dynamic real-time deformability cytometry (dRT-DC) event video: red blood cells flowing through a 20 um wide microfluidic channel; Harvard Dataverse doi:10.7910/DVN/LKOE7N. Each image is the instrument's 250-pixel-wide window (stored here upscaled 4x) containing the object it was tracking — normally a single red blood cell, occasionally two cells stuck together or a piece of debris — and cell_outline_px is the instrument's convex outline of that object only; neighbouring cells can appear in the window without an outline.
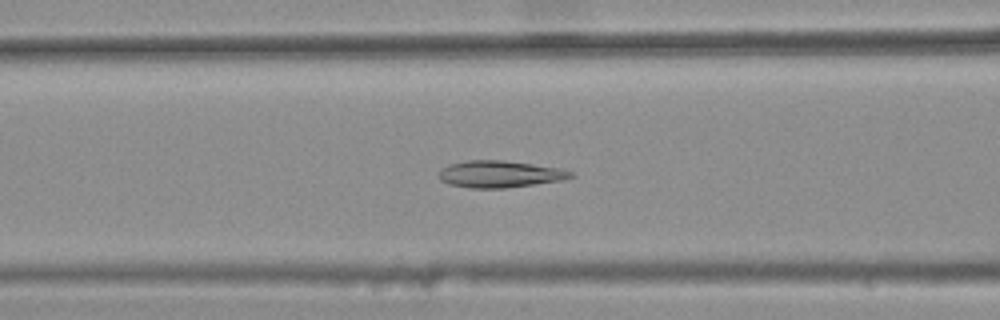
{"species": "common noctule bat (a hibernating species)", "species_latin": "Nyctalus noctula", "temperature_condition": "warm", "stored_images_in_passage": 30, "camera_frame_rate_fps": 3000, "um_per_image_px": 0.085, "animal": {"sex": "female", "body_mass_g": 25.1}, "frame": {"image": 1, "passage_image": 7, "time_ms": 2.0, "image_size_px": [1000, 320], "cell_outline_px": [[576, 176], [564, 180], [504, 188], [472, 188], [448, 184], [440, 180], [440, 168], [464, 160], [500, 160], [564, 168], [572, 172]], "centroid_in_image_um": [42.52, 14.8], "position_along_channel_um": 124.1, "area_um2": 20.69}}
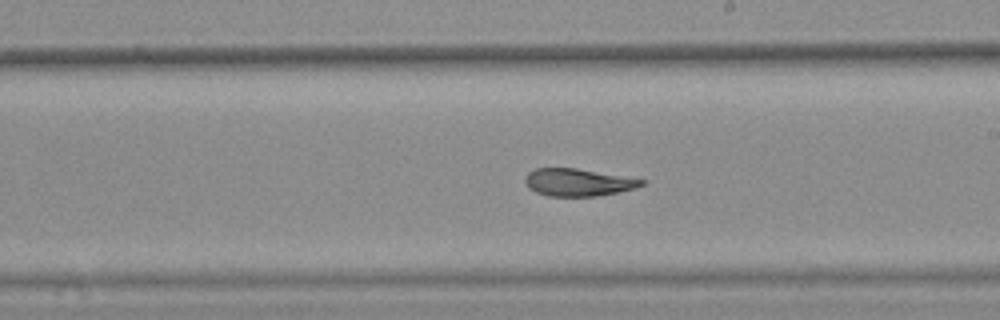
{"frame": {"image": 2, "passage_image": 16, "time_ms": 5.0, "image_size_px": [1000, 320], "cell_outline_px": [[648, 180], [644, 184], [636, 188], [620, 192], [596, 196], [548, 196], [536, 192], [528, 188], [524, 180], [524, 176], [528, 172], [536, 168], [576, 168]], "centroid_in_image_um": [49.14, 15.5], "position_along_channel_um": 239.9, "area_um2": 18.79}}
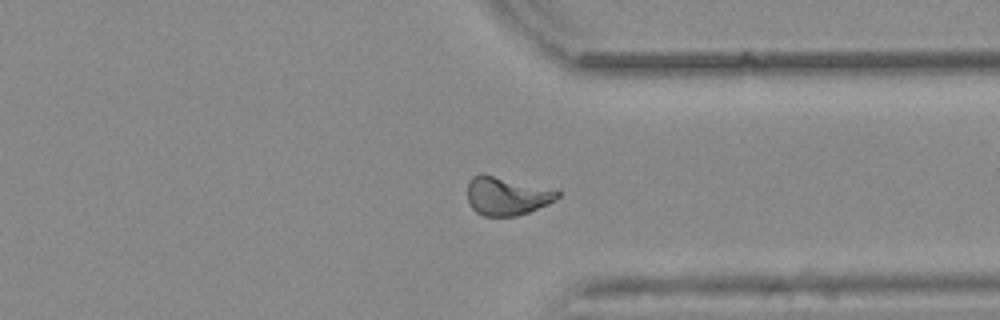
{"frame": {"image": 3, "passage_image": 26, "time_ms": 8.333, "image_size_px": [1000, 320], "cell_outline_px": [[560, 196], [556, 200], [548, 204], [528, 212], [516, 216], [484, 216], [476, 212], [468, 204], [468, 180], [472, 176], [480, 172], [560, 192]], "centroid_in_image_um": [43.0, 16.66], "position_along_channel_um": 368.4, "area_um2": 19.94}, "authors_computed_cell_mechanics": {"area_um2": 19.7965, "velocity_mm_per_s": 3.867, "shape_relaxation_time_tau1_ms": null, "shape_relaxation_time_tau2_ms": 3.0966, "deformation_change_tau1": null, "deformation_change_tau2": 0.0714}}